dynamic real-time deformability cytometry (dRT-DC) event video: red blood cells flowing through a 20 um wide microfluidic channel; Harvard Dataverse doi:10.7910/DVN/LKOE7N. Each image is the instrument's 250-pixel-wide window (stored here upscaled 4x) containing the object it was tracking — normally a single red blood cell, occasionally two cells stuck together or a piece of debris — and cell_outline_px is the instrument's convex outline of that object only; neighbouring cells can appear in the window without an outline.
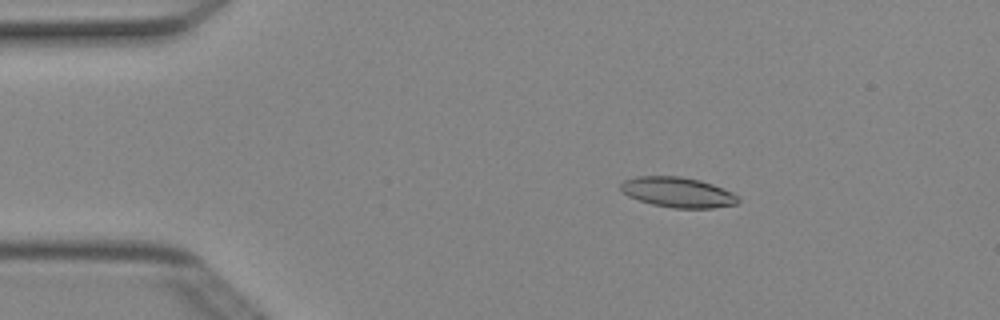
{"species": "Egyptian fruit bat (a non-hibernating species)", "species_latin": "Rousettus aegyptiacus", "temperature_condition": "cold", "stored_images_in_passage": 7, "camera_frame_rate_fps": 3000, "um_per_image_px": 0.085, "animal": {"sex": "female"}, "frame": {"image": 1, "passage_image": 2, "time_ms": 0.333, "image_size_px": [1000, 320], "cell_outline_px": [[740, 200], [736, 204], [712, 208], [672, 208], [652, 204], [628, 196], [620, 188], [620, 184], [624, 180], [636, 176], [680, 176], [700, 180], [712, 184], [732, 192]], "centroid_in_image_um": [57.6, 16.34], "position_along_channel_um": 27.4, "area_um2": 20.58}}
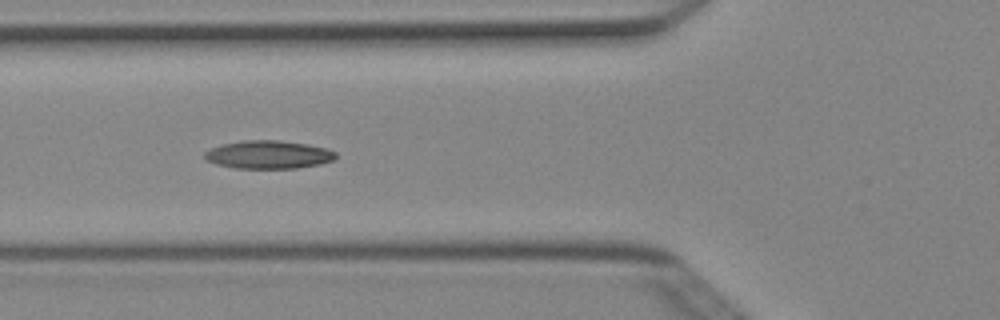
{"frame": {"image": 2, "passage_image": 5, "time_ms": 1.333, "image_size_px": [1000, 320], "cell_outline_px": [[336, 160], [320, 164], [296, 168], [236, 168], [216, 164], [208, 160], [204, 156], [204, 152], [220, 144], [240, 140], [280, 140], [308, 144], [328, 148], [336, 152]], "centroid_in_image_um": [22.85, 13.13], "position_along_channel_um": 103.0, "area_um2": 21.68}}
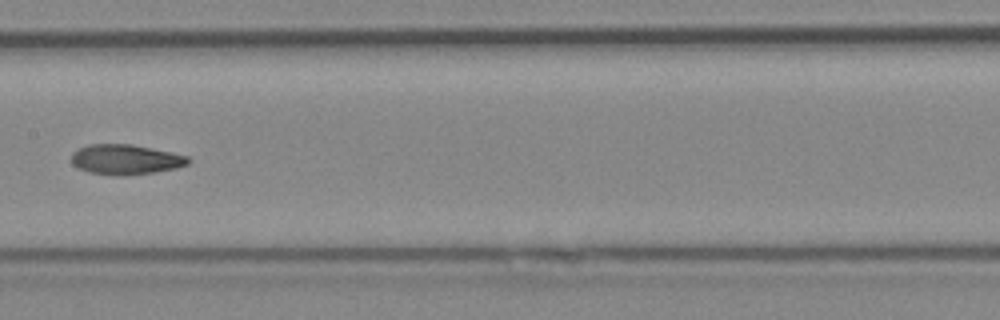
{"frame": {"image": 3, "passage_image": 7, "time_ms": 2.0, "image_size_px": [1000, 320], "cell_outline_px": [[192, 160], [188, 164], [176, 168], [156, 172], [120, 176], [88, 172], [76, 168], [72, 164], [72, 152], [88, 144], [132, 144], [172, 152], [188, 156]], "centroid_in_image_um": [10.68, 13.56], "position_along_channel_um": 196.7, "area_um2": 20.63}}